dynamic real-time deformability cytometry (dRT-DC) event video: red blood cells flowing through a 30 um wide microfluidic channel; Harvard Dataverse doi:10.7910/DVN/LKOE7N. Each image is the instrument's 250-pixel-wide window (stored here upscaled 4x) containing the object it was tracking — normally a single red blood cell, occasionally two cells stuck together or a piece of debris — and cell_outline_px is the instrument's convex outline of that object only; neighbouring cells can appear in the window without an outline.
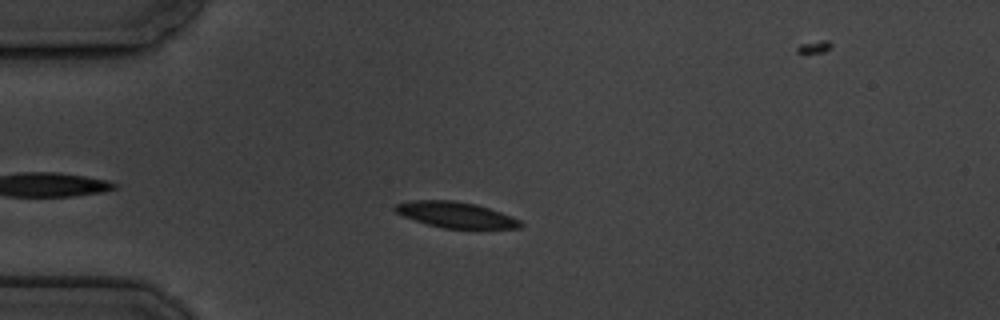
{"species": "common noctule bat (a hibernating species)", "species_latin": "Nyctalus noctula", "temperature_condition": "cold", "stored_images_in_passage": 3, "camera_frame_rate_fps": 3000, "um_per_image_px": 0.085, "animal": {"sex": "male", "body_mass_g": 19.5, "forearm_length_mm": 54.6}, "frame": {"image": 1, "passage_image": 2, "time_ms": 1.0, "image_size_px": [1000, 320], "cell_outline_px": [[524, 224], [520, 228], [444, 228], [428, 224], [404, 216], [396, 212], [392, 208], [396, 204], [412, 200], [452, 200], [476, 204], [512, 216], [520, 220]], "centroid_in_image_um": [38.75, 18.25], "position_along_channel_um": 46.3, "area_um2": 18.67}}